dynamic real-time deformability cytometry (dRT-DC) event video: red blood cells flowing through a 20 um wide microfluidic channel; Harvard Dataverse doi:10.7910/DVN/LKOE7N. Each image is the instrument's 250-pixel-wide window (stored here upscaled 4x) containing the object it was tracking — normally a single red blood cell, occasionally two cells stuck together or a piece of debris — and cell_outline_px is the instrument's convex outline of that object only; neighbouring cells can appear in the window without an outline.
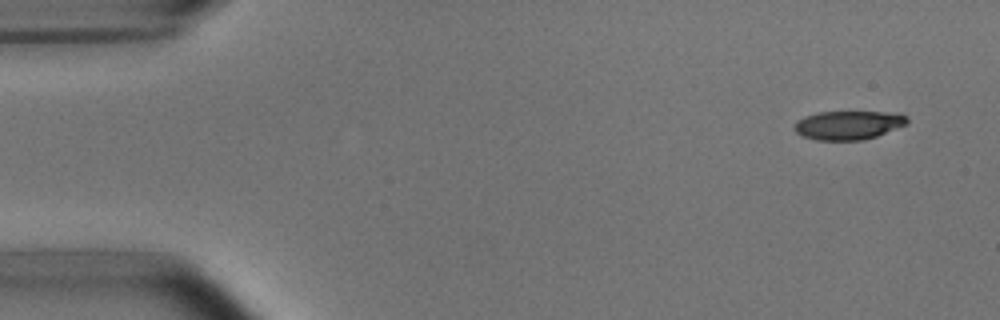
{"species": "common noctule bat (a hibernating species)", "species_latin": "Nyctalus noctula", "temperature_condition": "room temperature", "stored_images_in_passage": 4, "camera_frame_rate_fps": 3000, "um_per_image_px": 0.085, "animal": {"sex": "male", "body_mass_g": 15.6}, "frame": {"image": 1, "passage_image": 1, "time_ms": 0.0, "image_size_px": [1000, 320], "cell_outline_px": [[908, 124], [876, 136], [860, 140], [816, 140], [804, 136], [796, 132], [792, 128], [796, 120], [804, 116], [820, 112], [900, 112], [908, 116]], "centroid_in_image_um": [72.12, 10.62], "position_along_channel_um": 12.9, "area_um2": 19.07}}